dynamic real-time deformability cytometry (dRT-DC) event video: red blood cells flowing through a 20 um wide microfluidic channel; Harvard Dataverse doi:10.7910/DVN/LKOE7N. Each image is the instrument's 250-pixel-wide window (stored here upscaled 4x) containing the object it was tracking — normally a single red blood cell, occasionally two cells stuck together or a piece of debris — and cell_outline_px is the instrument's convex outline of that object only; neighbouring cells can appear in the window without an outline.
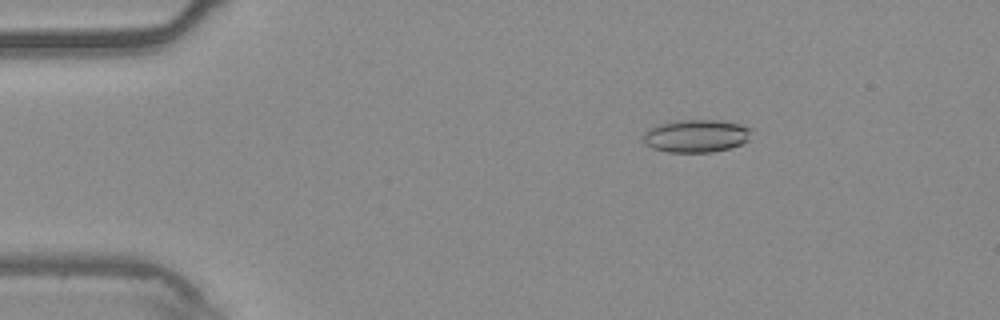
{"species": "common noctule bat (a hibernating species)", "species_latin": "Nyctalus noctula", "temperature_condition": "warm", "stored_images_in_passage": 54, "camera_frame_rate_fps": 3000, "um_per_image_px": 0.085, "animal": {"sex": "male", "body_mass_g": 20.4}, "frame": {"image": 1, "passage_image": 9, "time_ms": 2.667, "image_size_px": [1000, 320], "cell_outline_px": [[756, 128], [748, 140], [740, 144], [728, 148], [712, 152], [668, 152], [652, 148], [644, 144], [640, 136], [644, 132], [656, 124], [676, 120], [720, 120], [740, 124]], "centroid_in_image_um": [59.17, 11.54], "position_along_channel_um": 25.8, "area_um2": 21.15}}
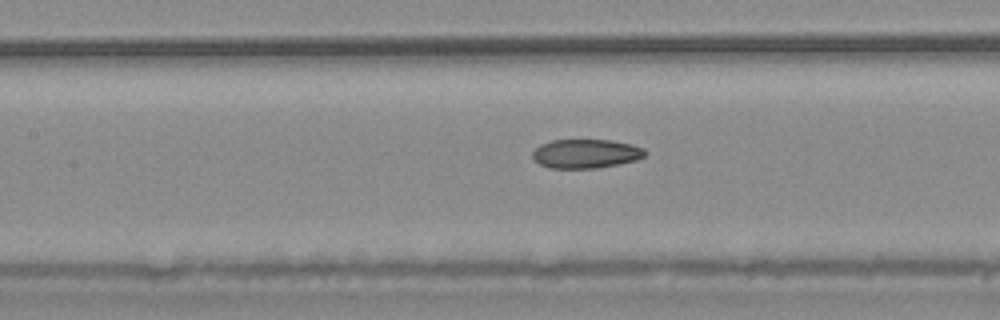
{"frame": {"image": 2, "passage_image": 25, "time_ms": 8.0, "image_size_px": [1000, 320], "cell_outline_px": [[648, 152], [644, 156], [636, 160], [620, 164], [596, 168], [548, 168], [540, 164], [532, 156], [532, 152], [540, 144], [552, 140], [612, 140], [632, 144], [644, 148]], "centroid_in_image_um": [49.82, 13.06], "position_along_channel_um": 157.6, "area_um2": 19.13}}
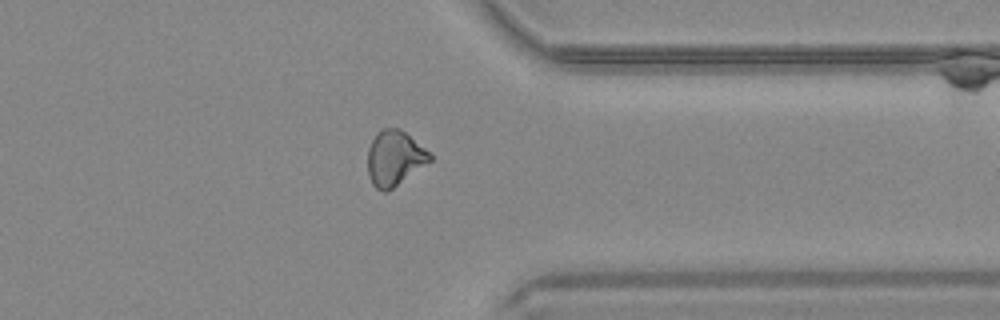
{"frame": {"image": 3, "passage_image": 43, "time_ms": 14.0, "image_size_px": [1000, 320], "cell_outline_px": [[432, 160], [388, 192], [384, 192], [376, 188], [372, 184], [368, 176], [368, 148], [376, 132], [384, 128], [400, 128], [432, 152]], "centroid_in_image_um": [33.55, 13.44], "position_along_channel_um": 377.8, "area_um2": 20.29}, "authors_computed_cell_mechanics": {"area_um2": 20.1433, "velocity_mm_per_s": 3.7527, "shape_relaxation_time_tau1_ms": null, "shape_relaxation_time_tau2_ms": 3.2479, "deformation_change_tau1": null, "deformation_change_tau2": 0.0939}}